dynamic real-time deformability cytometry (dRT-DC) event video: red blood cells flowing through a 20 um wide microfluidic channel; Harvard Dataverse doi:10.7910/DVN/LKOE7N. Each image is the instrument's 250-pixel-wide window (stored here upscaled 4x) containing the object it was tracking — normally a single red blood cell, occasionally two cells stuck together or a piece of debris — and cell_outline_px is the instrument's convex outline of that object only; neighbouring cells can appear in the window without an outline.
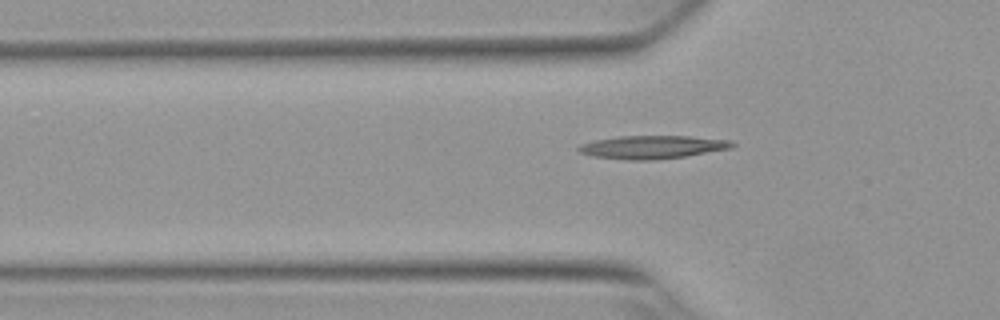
{"species": "Egyptian fruit bat (a non-hibernating species)", "species_latin": "Rousettus aegyptiacus", "temperature_condition": "warm", "stored_images_in_passage": 47, "camera_frame_rate_fps": 3000, "um_per_image_px": 0.085, "animal": {"sex": "female"}, "frame": {"image": 1, "passage_image": 16, "time_ms": 5.0, "image_size_px": [1000, 320], "cell_outline_px": [[736, 144], [732, 148], [684, 156], [656, 160], [628, 160], [592, 156], [580, 152], [576, 148], [580, 144], [596, 140], [620, 136], [688, 136], [732, 140]], "centroid_in_image_um": [55.46, 12.5], "position_along_channel_um": 70.3, "area_um2": 20.69}}
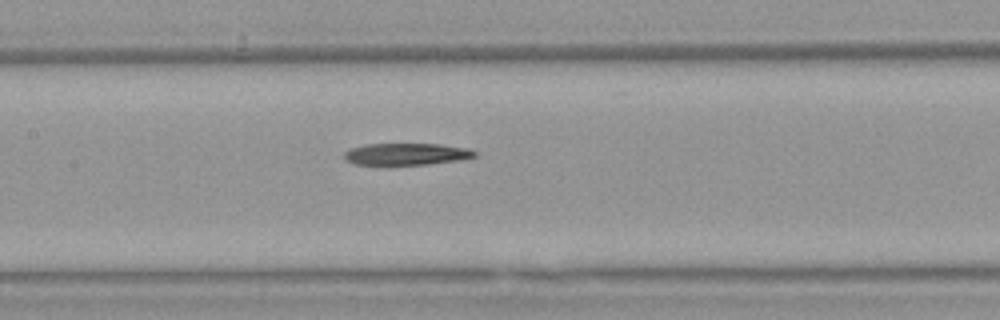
{"frame": {"image": 2, "passage_image": 24, "time_ms": 7.667, "image_size_px": [1000, 320], "cell_outline_px": [[476, 156], [460, 160], [424, 164], [356, 164], [348, 160], [344, 156], [344, 152], [352, 148], [368, 144], [440, 144], [468, 148], [476, 152]], "centroid_in_image_um": [34.59, 13.08], "position_along_channel_um": 172.8, "area_um2": 16.24}}
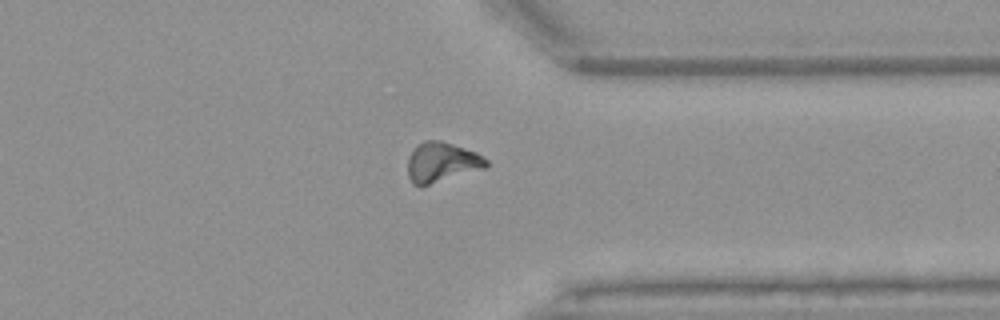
{"frame": {"image": 3, "passage_image": 40, "time_ms": 13.0, "image_size_px": [1000, 320], "cell_outline_px": [[488, 168], [420, 188], [412, 184], [408, 176], [408, 156], [424, 140], [440, 140], [476, 152], [488, 160]], "centroid_in_image_um": [37.56, 13.84], "position_along_channel_um": 373.8, "area_um2": 18.61}}